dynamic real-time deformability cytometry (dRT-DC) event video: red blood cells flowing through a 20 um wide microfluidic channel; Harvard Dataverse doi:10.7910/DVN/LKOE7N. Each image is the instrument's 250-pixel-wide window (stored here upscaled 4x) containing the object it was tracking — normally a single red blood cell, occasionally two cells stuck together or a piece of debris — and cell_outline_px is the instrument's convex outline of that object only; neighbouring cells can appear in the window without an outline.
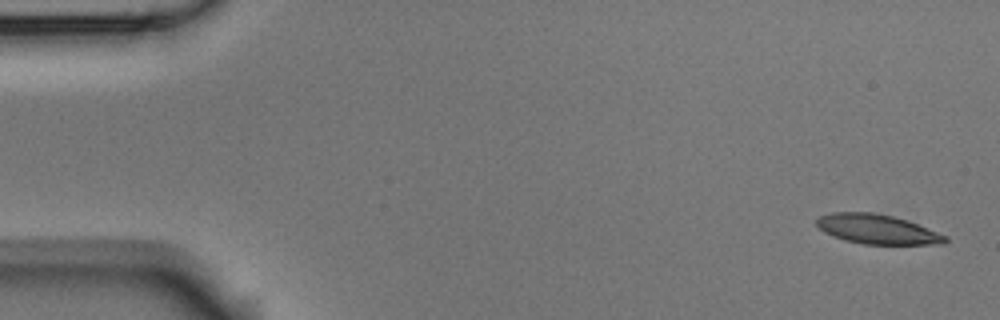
{"species": "Egyptian fruit bat (a non-hibernating species)", "species_latin": "Rousettus aegyptiacus", "temperature_condition": "room temperature", "stored_images_in_passage": 7, "camera_frame_rate_fps": 3000, "um_per_image_px": 0.085, "animal": {"sex": "male"}, "frame": {"image": 1, "passage_image": 1, "time_ms": 0.0, "image_size_px": [1000, 320], "cell_outline_px": [[948, 240], [944, 244], [864, 244], [844, 240], [824, 232], [816, 224], [816, 220], [820, 216], [832, 212], [872, 212], [892, 216], [916, 224], [948, 236]], "centroid_in_image_um": [74.55, 19.49], "position_along_channel_um": 10.4, "area_um2": 21.91}}
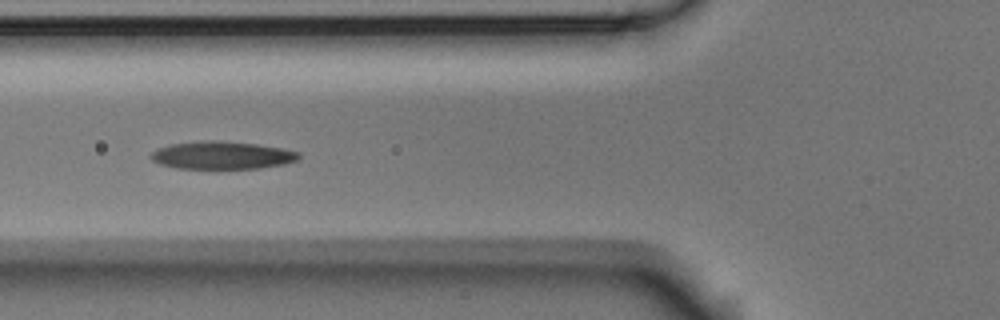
{"frame": {"image": 2, "passage_image": 6, "time_ms": 1.667, "image_size_px": [1000, 320], "cell_outline_px": [[300, 156], [296, 160], [284, 164], [260, 168], [176, 168], [160, 164], [152, 160], [148, 156], [152, 152], [160, 148], [172, 144], [208, 140], [216, 140], [256, 144], [280, 148], [300, 152]], "centroid_in_image_um": [18.86, 13.2], "position_along_channel_um": 106.9, "area_um2": 23.64}}
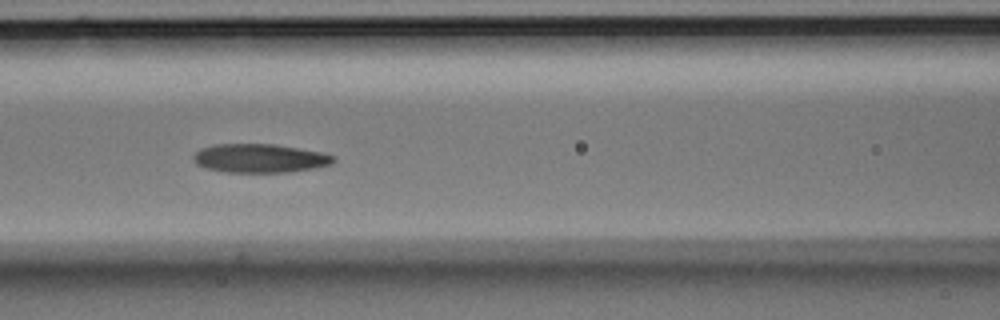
{"frame": {"image": 3, "passage_image": 7, "time_ms": 2.0, "image_size_px": [1000, 320], "cell_outline_px": [[336, 160], [332, 164], [312, 168], [288, 172], [228, 172], [208, 168], [196, 164], [192, 160], [192, 156], [200, 148], [212, 144], [276, 144], [324, 152], [336, 156]], "centroid_in_image_um": [22.1, 13.44], "position_along_channel_um": 144.5, "area_um2": 23.64}}